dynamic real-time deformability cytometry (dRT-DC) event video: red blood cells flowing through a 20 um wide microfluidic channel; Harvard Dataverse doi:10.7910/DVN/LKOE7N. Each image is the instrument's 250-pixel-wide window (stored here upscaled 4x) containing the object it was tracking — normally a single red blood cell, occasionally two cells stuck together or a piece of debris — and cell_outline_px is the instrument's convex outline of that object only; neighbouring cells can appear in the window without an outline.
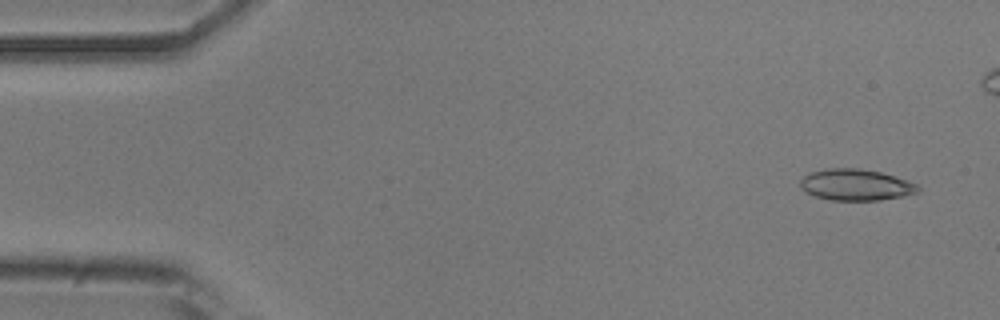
{"species": "common noctule bat (a hibernating species)", "species_latin": "Nyctalus noctula", "temperature_condition": "room temperature", "stored_images_in_passage": 6, "camera_frame_rate_fps": 3000, "um_per_image_px": 0.085, "animal": {"sex": "male", "body_mass_g": 20.5, "forearm_length_mm": 52.5}, "frame": {"image": 1, "passage_image": 1, "time_ms": 0.0, "image_size_px": [1000, 320], "cell_outline_px": [[920, 192], [880, 200], [832, 200], [816, 196], [804, 192], [800, 188], [800, 180], [804, 176], [812, 172], [828, 168], [860, 168], [880, 172], [908, 180], [916, 184], [920, 188]], "centroid_in_image_um": [72.73, 15.7], "position_along_channel_um": 12.3, "area_um2": 21.44}}
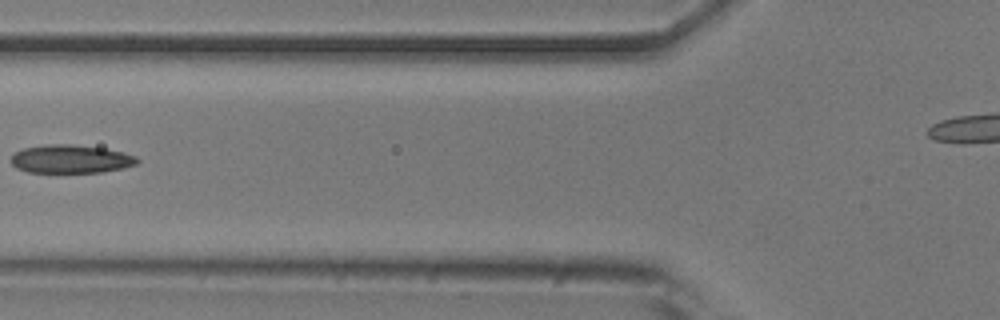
{"frame": {"image": 2, "passage_image": 5, "time_ms": 1.333, "image_size_px": [1000, 320], "cell_outline_px": [[140, 160], [136, 164], [124, 168], [100, 172], [28, 172], [16, 168], [12, 164], [12, 156], [16, 152], [24, 148], [44, 144], [72, 144], [104, 148], [124, 152], [136, 156]], "centroid_in_image_um": [6.04, 13.51], "position_along_channel_um": 119.8, "area_um2": 20.87}}
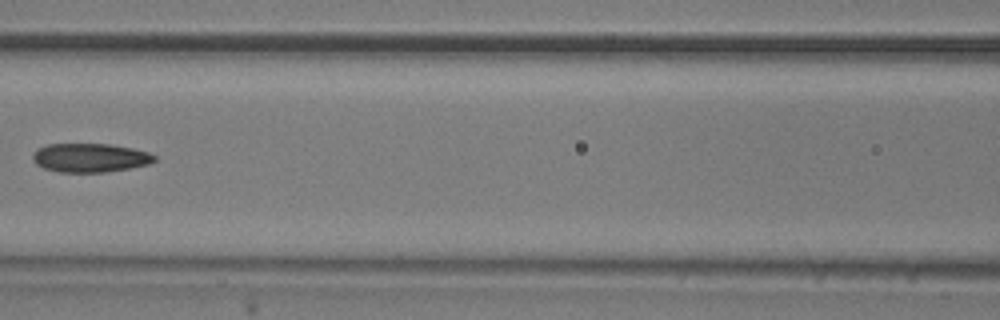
{"frame": {"image": 3, "passage_image": 6, "time_ms": 1.667, "image_size_px": [1000, 320], "cell_outline_px": [[156, 160], [148, 164], [128, 168], [104, 172], [60, 172], [44, 168], [36, 164], [32, 160], [32, 156], [36, 148], [48, 144], [108, 144], [132, 148], [148, 152], [156, 156]], "centroid_in_image_um": [7.62, 13.4], "position_along_channel_um": 159.0, "area_um2": 20.4}}